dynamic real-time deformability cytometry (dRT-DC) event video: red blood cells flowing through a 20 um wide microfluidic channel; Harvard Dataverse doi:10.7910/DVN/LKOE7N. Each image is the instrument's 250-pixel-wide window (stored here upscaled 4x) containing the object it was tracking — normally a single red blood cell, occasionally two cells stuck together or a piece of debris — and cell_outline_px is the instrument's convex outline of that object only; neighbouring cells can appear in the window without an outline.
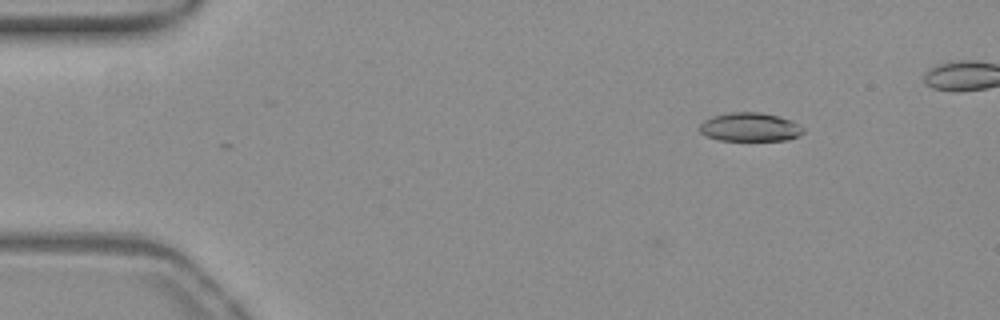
{"species": "common noctule bat (a hibernating species)", "species_latin": "Nyctalus noctula", "temperature_condition": "warm", "stored_images_in_passage": 5, "camera_frame_rate_fps": 3000, "um_per_image_px": 0.085, "animal": {"sex": "female", "body_mass_g": 19.3, "forearm_length_mm": 54.1}, "frame": {"image": 1, "passage_image": 1, "time_ms": 0.0, "image_size_px": [1000, 320], "cell_outline_px": [[804, 132], [800, 136], [788, 140], [720, 140], [708, 136], [700, 132], [700, 124], [704, 120], [712, 116], [728, 112], [760, 112], [792, 120], [804, 128]], "centroid_in_image_um": [63.77, 10.8], "position_along_channel_um": 21.2, "area_um2": 17.34}}